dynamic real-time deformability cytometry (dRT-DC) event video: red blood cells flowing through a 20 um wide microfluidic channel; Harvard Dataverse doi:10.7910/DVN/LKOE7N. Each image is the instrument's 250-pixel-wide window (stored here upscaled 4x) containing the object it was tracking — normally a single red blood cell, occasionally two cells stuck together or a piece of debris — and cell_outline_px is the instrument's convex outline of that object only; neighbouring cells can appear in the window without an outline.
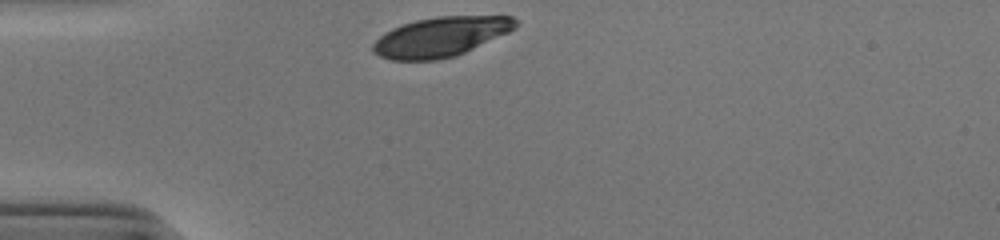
{"species": "human", "species_latin": "Homo sapiens", "temperature_condition": "cold", "stored_images_in_passage": 29, "camera_frame_rate_fps": 3000, "um_per_image_px": 0.085, "donor": {"sex": "male"}, "frame": {"image": 1, "passage_image": 1, "time_ms": 0.0, "image_size_px": [1000, 240], "cell_outline_px": [[520, 20], [516, 28], [508, 32], [456, 56], [436, 60], [392, 60], [380, 56], [372, 52], [372, 44], [384, 32], [392, 28], [416, 20], [436, 16], [512, 16]], "centroid_in_image_um": [37.46, 3.12], "position_along_channel_um": 47.5, "area_um2": 32.95}}
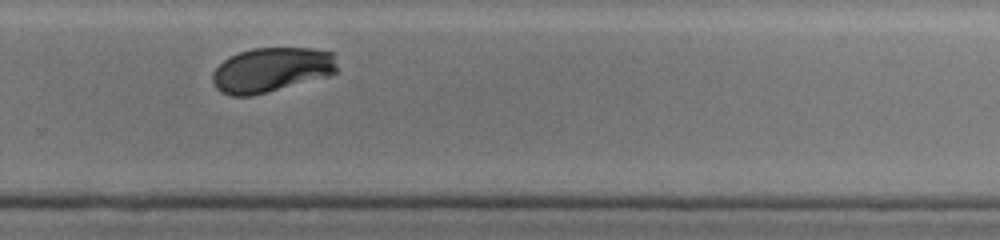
{"frame": {"image": 2, "passage_image": 23, "time_ms": 7.333, "image_size_px": [1000, 240], "cell_outline_px": [[336, 72], [332, 76], [252, 96], [232, 96], [220, 92], [216, 88], [212, 80], [212, 72], [228, 56], [252, 48], [312, 48], [332, 52], [336, 64]], "centroid_in_image_um": [23.07, 5.95], "position_along_channel_um": 306.7, "area_um2": 32.77}}
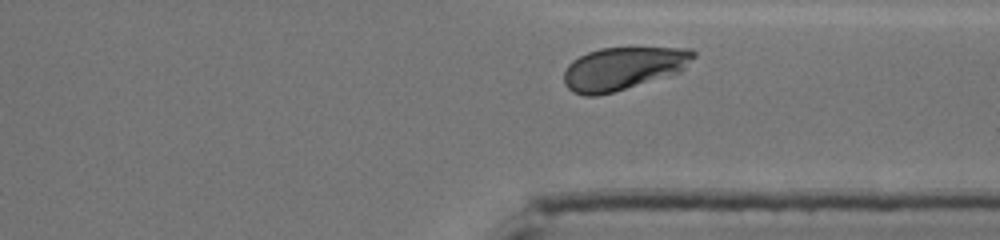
{"frame": {"image": 3, "passage_image": 27, "time_ms": 8.667, "image_size_px": [1000, 240], "cell_outline_px": [[696, 56], [680, 72], [612, 92], [596, 96], [584, 96], [572, 92], [564, 84], [564, 72], [568, 64], [572, 60], [588, 52], [600, 48], [692, 48], [696, 52]], "centroid_in_image_um": [52.95, 5.81], "position_along_channel_um": 358.5, "area_um2": 32.19}, "authors_computed_cell_mechanics": {"area_um2": 33.9286, "velocity_mm_per_s": 3.8319, "shape_relaxation_time_tau1_ms": 4.1171, "shape_relaxation_time_tau2_ms": null, "deformation_change_tau1": 0.1614, "deformation_change_tau2": null}}